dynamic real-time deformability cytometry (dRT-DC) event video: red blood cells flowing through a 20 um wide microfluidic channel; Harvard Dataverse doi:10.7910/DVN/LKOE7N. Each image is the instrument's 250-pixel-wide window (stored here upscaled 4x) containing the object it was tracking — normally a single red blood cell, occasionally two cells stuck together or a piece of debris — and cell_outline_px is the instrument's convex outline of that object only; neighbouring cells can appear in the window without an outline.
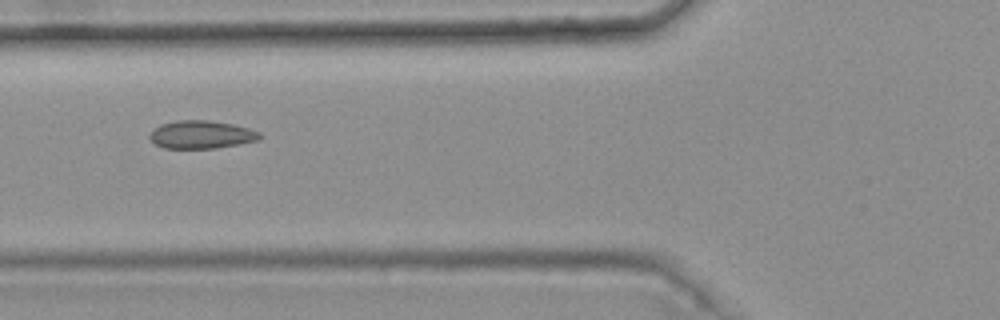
{"species": "common noctule bat (a hibernating species)", "species_latin": "Nyctalus noctula", "temperature_condition": "warm", "stored_images_in_passage": 5, "camera_frame_rate_fps": 3000, "um_per_image_px": 0.085, "animal": {"sex": "female", "body_mass_g": 25.1}, "frame": {"image": 1, "passage_image": 4, "time_ms": 1.0, "image_size_px": [1000, 320], "cell_outline_px": [[260, 140], [240, 144], [216, 148], [164, 148], [156, 144], [148, 136], [160, 124], [176, 120], [208, 120], [232, 124], [248, 128], [260, 132]], "centroid_in_image_um": [17.13, 11.44], "position_along_channel_um": 108.7, "area_um2": 17.86}}
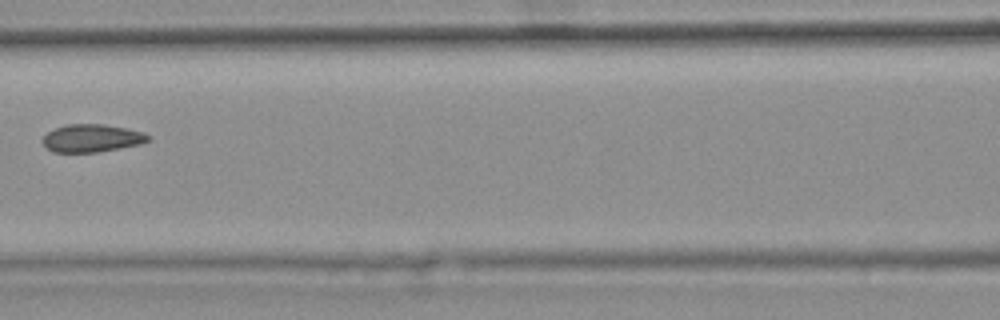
{"frame": {"image": 2, "passage_image": 5, "time_ms": 1.333, "image_size_px": [1000, 320], "cell_outline_px": [[152, 140], [140, 144], [96, 152], [52, 152], [40, 140], [48, 132], [64, 124], [104, 124], [144, 132], [152, 136]], "centroid_in_image_um": [7.82, 11.74], "position_along_channel_um": 158.8, "area_um2": 17.11}}